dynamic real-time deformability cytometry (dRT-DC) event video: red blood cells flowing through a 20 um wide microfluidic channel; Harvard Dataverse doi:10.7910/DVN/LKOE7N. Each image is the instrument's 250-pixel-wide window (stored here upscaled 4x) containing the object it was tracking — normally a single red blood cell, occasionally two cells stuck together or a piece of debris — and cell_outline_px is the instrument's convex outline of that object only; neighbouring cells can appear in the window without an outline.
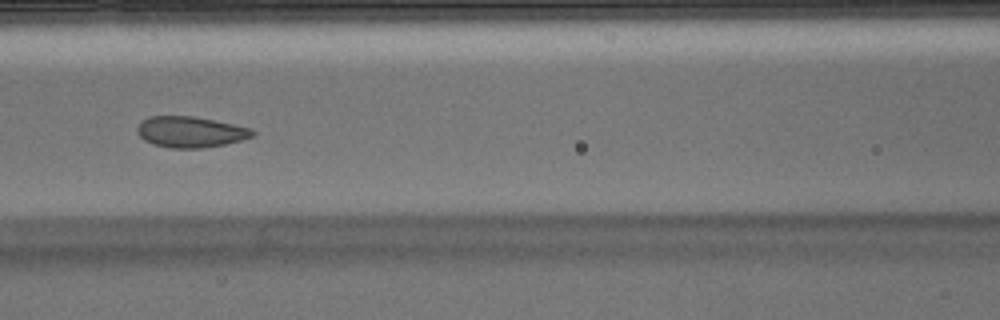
{"species": "Egyptian fruit bat (a non-hibernating species)", "species_latin": "Rousettus aegyptiacus", "temperature_condition": "warm", "stored_images_in_passage": 50, "camera_frame_rate_fps": 3000, "um_per_image_px": 0.085, "animal": {"sex": "male"}, "frame": {"image": 1, "passage_image": 21, "time_ms": 6.667, "image_size_px": [1000, 320], "cell_outline_px": [[256, 136], [224, 144], [200, 148], [172, 148], [152, 144], [144, 140], [136, 132], [136, 128], [148, 116], [192, 116], [252, 128], [256, 132]], "centroid_in_image_um": [16.19, 11.22], "position_along_channel_um": 150.4, "area_um2": 20.69}}
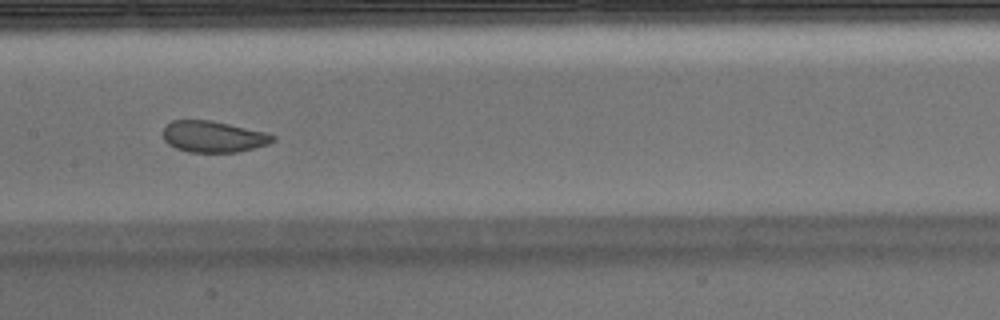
{"frame": {"image": 2, "passage_image": 24, "time_ms": 7.667, "image_size_px": [1000, 320], "cell_outline_px": [[276, 140], [268, 144], [236, 152], [188, 152], [176, 148], [168, 144], [164, 140], [164, 128], [172, 120], [212, 120], [268, 132], [276, 136]], "centroid_in_image_um": [18.17, 11.6], "position_along_channel_um": 189.2, "area_um2": 20.11}}
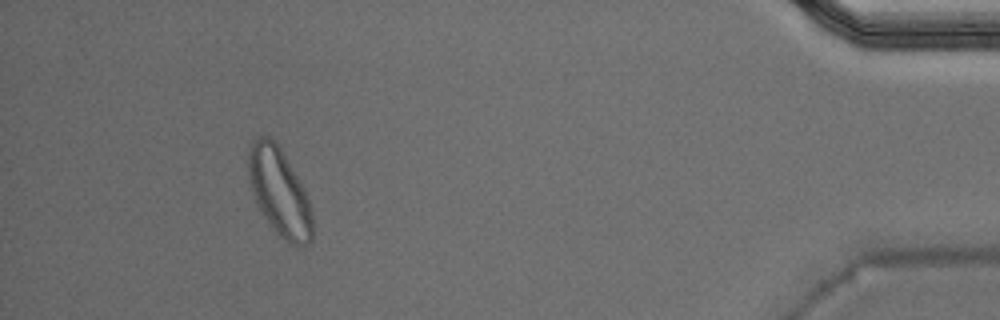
{"frame": {"image": 3, "passage_image": 46, "time_ms": 15.0, "image_size_px": [1000, 320], "cell_outline_px": [[312, 240], [304, 248], [288, 244], [276, 232], [260, 208], [256, 200], [248, 176], [248, 152], [256, 136], [268, 136], [276, 140], [304, 188], [312, 212]], "centroid_in_image_um": [23.77, 16.32], "position_along_channel_um": 411.4, "area_um2": 32.54}, "authors_computed_cell_mechanics": {"area_um2": 22.8599, "velocity_mm_per_s": 3.898, "shape_relaxation_time_tau1_ms": 5.6891, "shape_relaxation_time_tau2_ms": 1.1492, "deformation_change_tau1": 0.1383, "deformation_change_tau2": 0.0742}}